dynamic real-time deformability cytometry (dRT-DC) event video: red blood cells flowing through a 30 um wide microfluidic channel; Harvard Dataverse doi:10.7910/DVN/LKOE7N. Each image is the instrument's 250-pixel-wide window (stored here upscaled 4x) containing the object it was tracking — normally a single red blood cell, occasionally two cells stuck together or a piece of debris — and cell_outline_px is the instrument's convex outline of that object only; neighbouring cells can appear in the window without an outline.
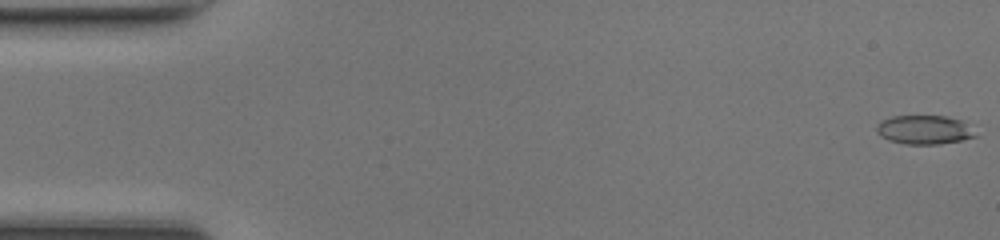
{"species": "common noctule bat (a hibernating species)", "species_latin": "Nyctalus noctula", "temperature_condition": "room temperature", "stored_images_in_passage": 49, "camera_frame_rate_fps": 3000, "um_per_image_px": 0.085, "animal": {"sex": "female", "body_mass_g": 17.0, "forearm_length_mm": 48.0}, "frame": {"image": 1, "passage_image": 1, "time_ms": 0.0, "image_size_px": [1000, 240], "cell_outline_px": [[976, 136], [960, 140], [940, 144], [904, 144], [888, 140], [880, 136], [876, 132], [876, 124], [880, 120], [892, 116], [948, 116], [960, 120]], "centroid_in_image_um": [78.44, 11.03], "position_along_channel_um": 6.6, "area_um2": 16.47}}
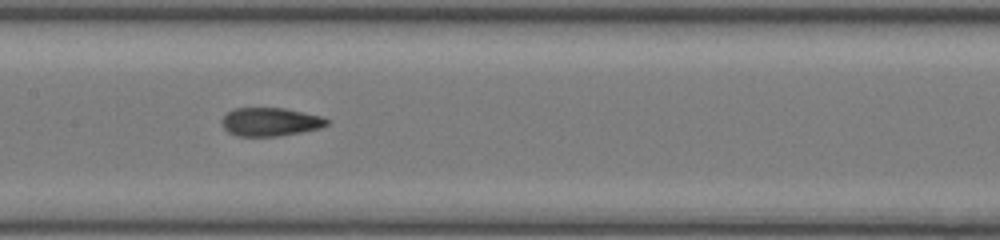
{"frame": {"image": 2, "passage_image": 24, "time_ms": 7.667, "image_size_px": [1000, 240], "cell_outline_px": [[332, 120], [328, 124], [320, 128], [300, 132], [276, 136], [236, 136], [228, 132], [224, 128], [220, 120], [228, 112], [236, 108], [284, 108], [324, 116]], "centroid_in_image_um": [23.01, 10.35], "position_along_channel_um": 184.4, "area_um2": 17.51}}
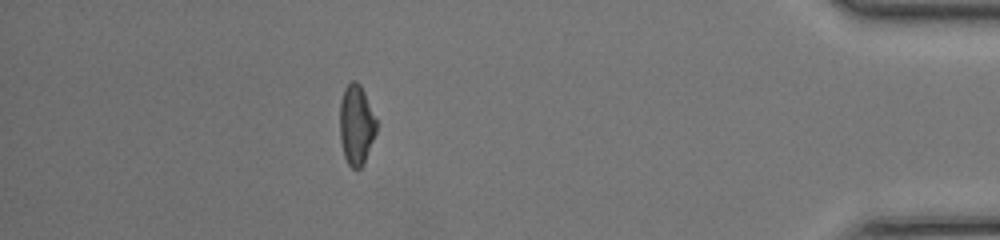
{"frame": {"image": 3, "passage_image": 43, "time_ms": 14.0, "image_size_px": [1000, 240], "cell_outline_px": [[376, 132], [364, 164], [356, 172], [348, 164], [344, 156], [340, 140], [340, 104], [344, 88], [352, 80], [356, 80], [360, 84], [364, 92], [376, 120]], "centroid_in_image_um": [30.27, 10.64], "position_along_channel_um": 404.9, "area_um2": 17.11}, "authors_computed_cell_mechanics": {"area_um2": 17.2822, "velocity_mm_per_s": 4.3143, "shape_relaxation_time_tau1_ms": 5.4239, "shape_relaxation_time_tau2_ms": 1.6842, "deformation_change_tau1": 0.1858, "deformation_change_tau2": 0.094}}